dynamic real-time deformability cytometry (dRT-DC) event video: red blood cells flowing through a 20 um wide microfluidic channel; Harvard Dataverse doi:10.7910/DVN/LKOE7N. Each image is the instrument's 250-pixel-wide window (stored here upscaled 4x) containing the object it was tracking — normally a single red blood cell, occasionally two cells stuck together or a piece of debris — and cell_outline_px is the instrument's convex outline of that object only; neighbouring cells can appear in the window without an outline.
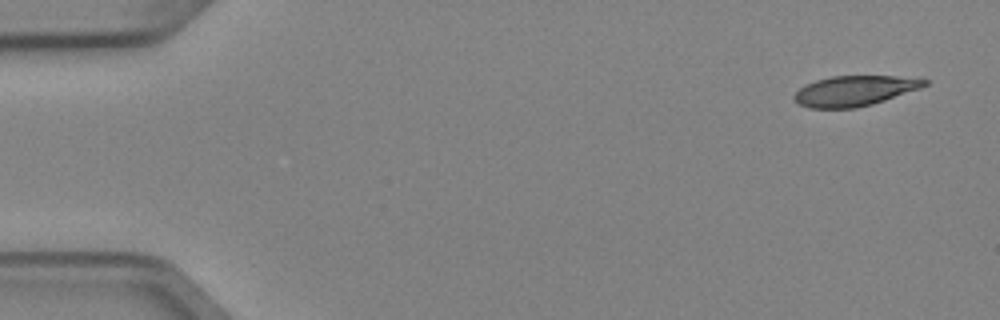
{"species": "Egyptian fruit bat (a non-hibernating species)", "species_latin": "Rousettus aegyptiacus", "temperature_condition": "cold", "stored_images_in_passage": 5, "camera_frame_rate_fps": 3000, "um_per_image_px": 0.085, "animal": {"sex": "female"}, "frame": {"image": 1, "passage_image": 1, "time_ms": 0.0, "image_size_px": [1000, 320], "cell_outline_px": [[928, 84], [920, 88], [872, 104], [856, 108], [808, 108], [800, 104], [792, 96], [800, 88], [816, 80], [832, 76], [896, 76], [928, 80]], "centroid_in_image_um": [72.62, 7.72], "position_along_channel_um": 12.4, "area_um2": 22.66}}
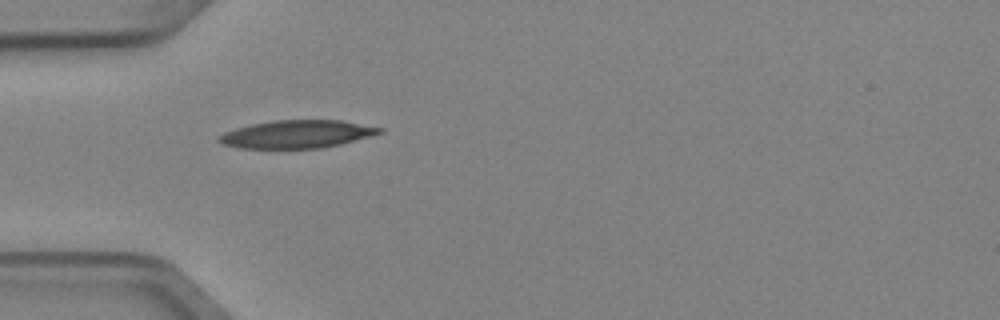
{"frame": {"image": 2, "passage_image": 4, "time_ms": 1.0, "image_size_px": [1000, 320], "cell_outline_px": [[384, 132], [372, 136], [324, 148], [240, 148], [224, 144], [216, 140], [224, 132], [236, 128], [252, 124], [272, 120], [340, 120], [384, 128]], "centroid_in_image_um": [25.28, 11.4], "position_along_channel_um": 59.7, "area_um2": 26.07}}
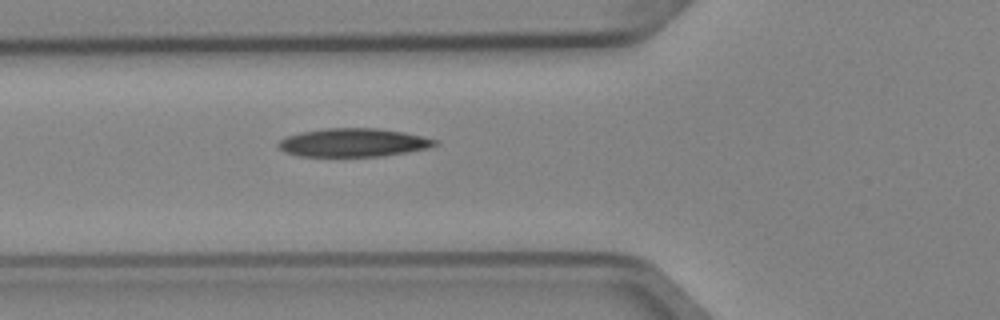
{"frame": {"image": 3, "passage_image": 5, "time_ms": 1.333, "image_size_px": [1000, 320], "cell_outline_px": [[440, 144], [428, 148], [408, 152], [380, 156], [296, 156], [284, 152], [276, 144], [280, 140], [288, 136], [300, 132], [324, 128], [376, 128], [404, 132], [424, 136], [440, 140]], "centroid_in_image_um": [30.07, 12.12], "position_along_channel_um": 95.7, "area_um2": 26.13}}